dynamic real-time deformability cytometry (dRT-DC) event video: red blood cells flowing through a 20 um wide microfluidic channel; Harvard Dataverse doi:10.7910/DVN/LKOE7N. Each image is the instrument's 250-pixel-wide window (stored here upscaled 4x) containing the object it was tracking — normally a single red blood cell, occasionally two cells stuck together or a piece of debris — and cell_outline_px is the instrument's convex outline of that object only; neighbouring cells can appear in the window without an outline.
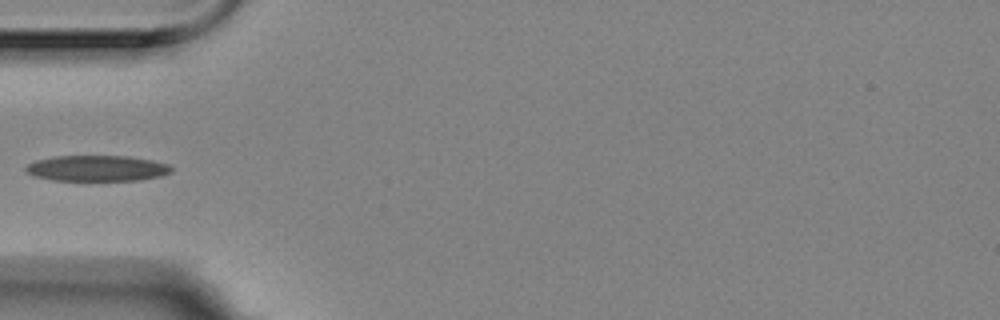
{"species": "Egyptian fruit bat (a non-hibernating species)", "species_latin": "Rousettus aegyptiacus", "temperature_condition": "room temperature", "stored_images_in_passage": 8, "camera_frame_rate_fps": 3000, "um_per_image_px": 0.085, "animal": {"sex": "female"}, "frame": {"image": 1, "passage_image": 4, "time_ms": 1.0, "image_size_px": [1000, 320], "cell_outline_px": [[172, 172], [160, 176], [140, 180], [52, 180], [36, 176], [28, 172], [24, 168], [28, 164], [36, 160], [52, 156], [128, 156], [152, 160], [168, 164], [172, 168]], "centroid_in_image_um": [8.26, 14.3], "position_along_channel_um": 76.7, "area_um2": 21.79}}
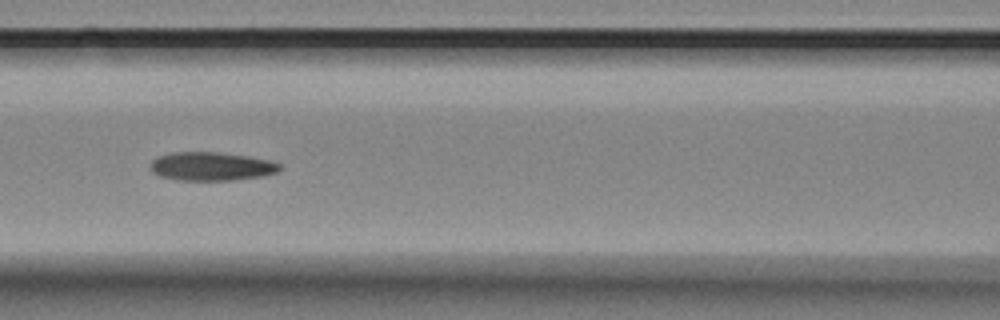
{"frame": {"image": 2, "passage_image": 6, "time_ms": 1.667, "image_size_px": [1000, 320], "cell_outline_px": [[280, 168], [276, 172], [260, 176], [232, 180], [180, 180], [160, 176], [152, 172], [148, 168], [148, 164], [156, 156], [172, 152], [216, 152], [248, 156], [268, 160], [280, 164]], "centroid_in_image_um": [17.87, 14.13], "position_along_channel_um": 148.7, "area_um2": 21.5}}
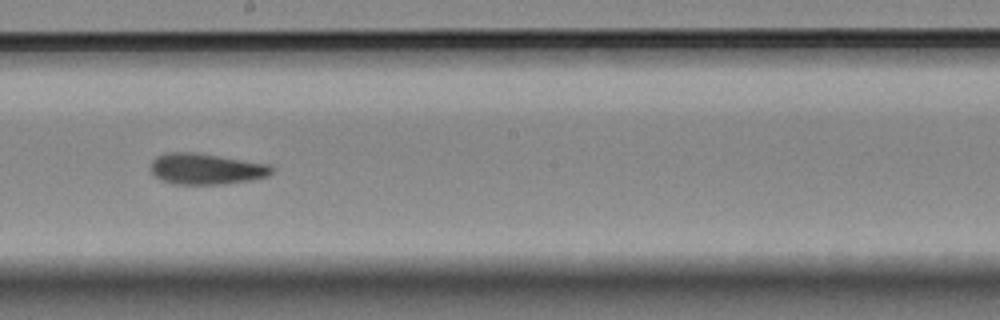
{"frame": {"image": 3, "passage_image": 8, "time_ms": 2.333, "image_size_px": [1000, 320], "cell_outline_px": [[276, 168], [268, 176], [252, 180], [224, 184], [172, 184], [160, 180], [148, 168], [152, 160], [156, 156], [164, 152], [196, 152], [268, 164]], "centroid_in_image_um": [17.49, 14.35], "position_along_channel_um": 230.7, "area_um2": 22.2}}